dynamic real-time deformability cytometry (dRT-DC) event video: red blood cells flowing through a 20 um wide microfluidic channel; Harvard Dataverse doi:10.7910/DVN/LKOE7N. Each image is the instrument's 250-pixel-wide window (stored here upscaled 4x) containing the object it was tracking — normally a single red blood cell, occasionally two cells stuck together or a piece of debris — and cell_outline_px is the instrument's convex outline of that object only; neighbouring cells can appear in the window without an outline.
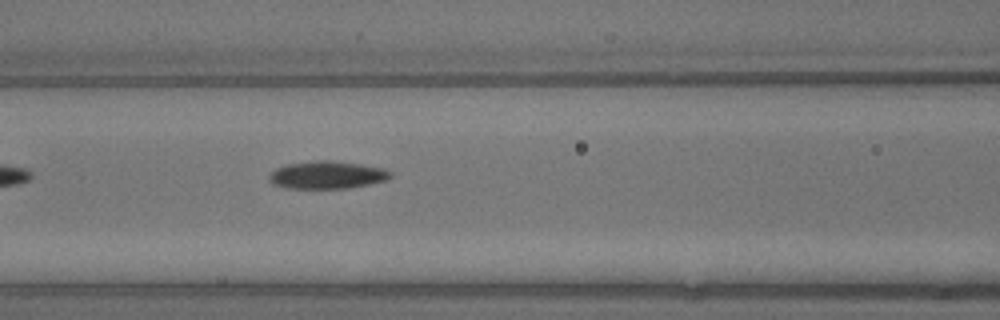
{"species": "common noctule bat (a hibernating species)", "species_latin": "Nyctalus noctula", "temperature_condition": "warm", "stored_images_in_passage": 8, "segment_of_instrument_passage": [2, 2], "camera_frame_rate_fps": 3000, "um_per_image_px": 0.085, "animal": {"sex": "male", "body_mass_g": 13.3}, "frame": {"image": 1, "passage_image": 8, "time_ms": 2.333, "image_size_px": [1000, 320], "cell_outline_px": [[392, 176], [384, 180], [368, 184], [348, 188], [288, 188], [272, 184], [268, 180], [268, 176], [276, 168], [288, 164], [316, 160], [332, 160], [360, 164], [384, 168], [392, 172]], "centroid_in_image_um": [27.79, 14.86], "position_along_channel_um": 138.8, "area_um2": 19.48}}